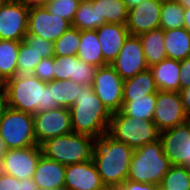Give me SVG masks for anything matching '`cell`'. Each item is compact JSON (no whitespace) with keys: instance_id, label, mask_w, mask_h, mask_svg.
<instances>
[{"instance_id":"6da1fadb","label":"cell","mask_w":190,"mask_h":190,"mask_svg":"<svg viewBox=\"0 0 190 190\" xmlns=\"http://www.w3.org/2000/svg\"><path fill=\"white\" fill-rule=\"evenodd\" d=\"M134 149L108 133L95 140L92 159L107 189L116 190L128 178Z\"/></svg>"},{"instance_id":"7a4b0ae2","label":"cell","mask_w":190,"mask_h":190,"mask_svg":"<svg viewBox=\"0 0 190 190\" xmlns=\"http://www.w3.org/2000/svg\"><path fill=\"white\" fill-rule=\"evenodd\" d=\"M8 107L30 114L58 108L53 88L37 76L19 75L4 82Z\"/></svg>"},{"instance_id":"3957f363","label":"cell","mask_w":190,"mask_h":190,"mask_svg":"<svg viewBox=\"0 0 190 190\" xmlns=\"http://www.w3.org/2000/svg\"><path fill=\"white\" fill-rule=\"evenodd\" d=\"M74 133L98 139L108 133L111 113L93 91V85H82L75 103L69 108Z\"/></svg>"},{"instance_id":"277c9868","label":"cell","mask_w":190,"mask_h":190,"mask_svg":"<svg viewBox=\"0 0 190 190\" xmlns=\"http://www.w3.org/2000/svg\"><path fill=\"white\" fill-rule=\"evenodd\" d=\"M170 166L158 139L134 150L127 179L159 186Z\"/></svg>"},{"instance_id":"5b68a950","label":"cell","mask_w":190,"mask_h":190,"mask_svg":"<svg viewBox=\"0 0 190 190\" xmlns=\"http://www.w3.org/2000/svg\"><path fill=\"white\" fill-rule=\"evenodd\" d=\"M94 138L68 133L51 138L40 145L42 154L63 165L84 163L92 159Z\"/></svg>"},{"instance_id":"8992f818","label":"cell","mask_w":190,"mask_h":190,"mask_svg":"<svg viewBox=\"0 0 190 190\" xmlns=\"http://www.w3.org/2000/svg\"><path fill=\"white\" fill-rule=\"evenodd\" d=\"M108 134L134 150L159 139L160 132L152 120L112 113Z\"/></svg>"},{"instance_id":"52a82bcc","label":"cell","mask_w":190,"mask_h":190,"mask_svg":"<svg viewBox=\"0 0 190 190\" xmlns=\"http://www.w3.org/2000/svg\"><path fill=\"white\" fill-rule=\"evenodd\" d=\"M0 137L7 149L37 145L33 114L8 107L0 118Z\"/></svg>"},{"instance_id":"ba28073f","label":"cell","mask_w":190,"mask_h":190,"mask_svg":"<svg viewBox=\"0 0 190 190\" xmlns=\"http://www.w3.org/2000/svg\"><path fill=\"white\" fill-rule=\"evenodd\" d=\"M92 85L94 93L111 114L121 110L124 80L110 64L97 68Z\"/></svg>"},{"instance_id":"9c48e42d","label":"cell","mask_w":190,"mask_h":190,"mask_svg":"<svg viewBox=\"0 0 190 190\" xmlns=\"http://www.w3.org/2000/svg\"><path fill=\"white\" fill-rule=\"evenodd\" d=\"M33 118L34 134L39 146L51 138L73 132L69 108L58 107L35 113Z\"/></svg>"},{"instance_id":"30bf717a","label":"cell","mask_w":190,"mask_h":190,"mask_svg":"<svg viewBox=\"0 0 190 190\" xmlns=\"http://www.w3.org/2000/svg\"><path fill=\"white\" fill-rule=\"evenodd\" d=\"M187 118L179 92L162 90L157 92L152 121L159 132L184 124Z\"/></svg>"},{"instance_id":"8fae6325","label":"cell","mask_w":190,"mask_h":190,"mask_svg":"<svg viewBox=\"0 0 190 190\" xmlns=\"http://www.w3.org/2000/svg\"><path fill=\"white\" fill-rule=\"evenodd\" d=\"M162 149L171 165L190 169V124L188 122L160 132Z\"/></svg>"},{"instance_id":"7c38bea8","label":"cell","mask_w":190,"mask_h":190,"mask_svg":"<svg viewBox=\"0 0 190 190\" xmlns=\"http://www.w3.org/2000/svg\"><path fill=\"white\" fill-rule=\"evenodd\" d=\"M71 26L68 20L51 14L45 6L29 9L27 35L42 37L54 43Z\"/></svg>"},{"instance_id":"4fadbf2b","label":"cell","mask_w":190,"mask_h":190,"mask_svg":"<svg viewBox=\"0 0 190 190\" xmlns=\"http://www.w3.org/2000/svg\"><path fill=\"white\" fill-rule=\"evenodd\" d=\"M29 8L7 0L0 9V39L22 41L27 35Z\"/></svg>"},{"instance_id":"5bb4252c","label":"cell","mask_w":190,"mask_h":190,"mask_svg":"<svg viewBox=\"0 0 190 190\" xmlns=\"http://www.w3.org/2000/svg\"><path fill=\"white\" fill-rule=\"evenodd\" d=\"M41 155L39 145L8 149L1 159L3 171L19 180L32 178Z\"/></svg>"},{"instance_id":"9a60e30c","label":"cell","mask_w":190,"mask_h":190,"mask_svg":"<svg viewBox=\"0 0 190 190\" xmlns=\"http://www.w3.org/2000/svg\"><path fill=\"white\" fill-rule=\"evenodd\" d=\"M123 80L148 69L139 36L129 35L116 59L110 64Z\"/></svg>"},{"instance_id":"2e32d148","label":"cell","mask_w":190,"mask_h":190,"mask_svg":"<svg viewBox=\"0 0 190 190\" xmlns=\"http://www.w3.org/2000/svg\"><path fill=\"white\" fill-rule=\"evenodd\" d=\"M162 0H147L128 9L126 27L133 36L160 28Z\"/></svg>"},{"instance_id":"e0dca14e","label":"cell","mask_w":190,"mask_h":190,"mask_svg":"<svg viewBox=\"0 0 190 190\" xmlns=\"http://www.w3.org/2000/svg\"><path fill=\"white\" fill-rule=\"evenodd\" d=\"M65 190H107L93 159L66 165Z\"/></svg>"},{"instance_id":"ac0fdd59","label":"cell","mask_w":190,"mask_h":190,"mask_svg":"<svg viewBox=\"0 0 190 190\" xmlns=\"http://www.w3.org/2000/svg\"><path fill=\"white\" fill-rule=\"evenodd\" d=\"M96 32L103 59L107 64H111L120 53V50L130 33L126 25L113 23H105L101 25Z\"/></svg>"},{"instance_id":"d6986e66","label":"cell","mask_w":190,"mask_h":190,"mask_svg":"<svg viewBox=\"0 0 190 190\" xmlns=\"http://www.w3.org/2000/svg\"><path fill=\"white\" fill-rule=\"evenodd\" d=\"M66 165L41 155L36 170L33 174V181L41 190H64Z\"/></svg>"},{"instance_id":"ffe728a7","label":"cell","mask_w":190,"mask_h":190,"mask_svg":"<svg viewBox=\"0 0 190 190\" xmlns=\"http://www.w3.org/2000/svg\"><path fill=\"white\" fill-rule=\"evenodd\" d=\"M158 90L180 91V61L165 58L158 64L149 67Z\"/></svg>"},{"instance_id":"44dd1931","label":"cell","mask_w":190,"mask_h":190,"mask_svg":"<svg viewBox=\"0 0 190 190\" xmlns=\"http://www.w3.org/2000/svg\"><path fill=\"white\" fill-rule=\"evenodd\" d=\"M166 57L182 61L190 56V32L182 28L164 30Z\"/></svg>"},{"instance_id":"7402d4cb","label":"cell","mask_w":190,"mask_h":190,"mask_svg":"<svg viewBox=\"0 0 190 190\" xmlns=\"http://www.w3.org/2000/svg\"><path fill=\"white\" fill-rule=\"evenodd\" d=\"M153 74L150 69L139 72L132 78L124 80L123 85V101H132V98H139L148 94H157Z\"/></svg>"},{"instance_id":"603a6c76","label":"cell","mask_w":190,"mask_h":190,"mask_svg":"<svg viewBox=\"0 0 190 190\" xmlns=\"http://www.w3.org/2000/svg\"><path fill=\"white\" fill-rule=\"evenodd\" d=\"M139 38L148 67L158 64L167 58L164 45V30L162 28L143 33L139 35Z\"/></svg>"},{"instance_id":"cb8c5ba5","label":"cell","mask_w":190,"mask_h":190,"mask_svg":"<svg viewBox=\"0 0 190 190\" xmlns=\"http://www.w3.org/2000/svg\"><path fill=\"white\" fill-rule=\"evenodd\" d=\"M80 38L81 41L76 54L79 59L96 67L108 65L103 59L96 30L80 31Z\"/></svg>"},{"instance_id":"d4e9b609","label":"cell","mask_w":190,"mask_h":190,"mask_svg":"<svg viewBox=\"0 0 190 190\" xmlns=\"http://www.w3.org/2000/svg\"><path fill=\"white\" fill-rule=\"evenodd\" d=\"M20 41L0 39V79L4 83L17 75Z\"/></svg>"},{"instance_id":"484cf974","label":"cell","mask_w":190,"mask_h":190,"mask_svg":"<svg viewBox=\"0 0 190 190\" xmlns=\"http://www.w3.org/2000/svg\"><path fill=\"white\" fill-rule=\"evenodd\" d=\"M97 5L99 20L106 23L126 25L128 19V8L124 0H91Z\"/></svg>"},{"instance_id":"4316f807","label":"cell","mask_w":190,"mask_h":190,"mask_svg":"<svg viewBox=\"0 0 190 190\" xmlns=\"http://www.w3.org/2000/svg\"><path fill=\"white\" fill-rule=\"evenodd\" d=\"M105 20H99L97 5H93L91 0H83L75 13L72 27L83 30H97L105 24Z\"/></svg>"},{"instance_id":"83f0119b","label":"cell","mask_w":190,"mask_h":190,"mask_svg":"<svg viewBox=\"0 0 190 190\" xmlns=\"http://www.w3.org/2000/svg\"><path fill=\"white\" fill-rule=\"evenodd\" d=\"M155 104L156 94H148L143 97L132 98V101H123L120 112L130 117L153 120Z\"/></svg>"},{"instance_id":"f1b7e54d","label":"cell","mask_w":190,"mask_h":190,"mask_svg":"<svg viewBox=\"0 0 190 190\" xmlns=\"http://www.w3.org/2000/svg\"><path fill=\"white\" fill-rule=\"evenodd\" d=\"M53 88V95L59 107L70 108L74 105L82 85L73 80H53L47 82Z\"/></svg>"},{"instance_id":"f546056e","label":"cell","mask_w":190,"mask_h":190,"mask_svg":"<svg viewBox=\"0 0 190 190\" xmlns=\"http://www.w3.org/2000/svg\"><path fill=\"white\" fill-rule=\"evenodd\" d=\"M185 9L176 0H162L160 28L171 30L184 27Z\"/></svg>"},{"instance_id":"4dcf8cb0","label":"cell","mask_w":190,"mask_h":190,"mask_svg":"<svg viewBox=\"0 0 190 190\" xmlns=\"http://www.w3.org/2000/svg\"><path fill=\"white\" fill-rule=\"evenodd\" d=\"M159 187L164 190H190L189 169L181 165H171Z\"/></svg>"},{"instance_id":"1f68e13d","label":"cell","mask_w":190,"mask_h":190,"mask_svg":"<svg viewBox=\"0 0 190 190\" xmlns=\"http://www.w3.org/2000/svg\"><path fill=\"white\" fill-rule=\"evenodd\" d=\"M80 41V30L71 26L54 42V56H76Z\"/></svg>"},{"instance_id":"d6a6232c","label":"cell","mask_w":190,"mask_h":190,"mask_svg":"<svg viewBox=\"0 0 190 190\" xmlns=\"http://www.w3.org/2000/svg\"><path fill=\"white\" fill-rule=\"evenodd\" d=\"M43 58L26 43L24 40L20 42L19 55L17 58V74L32 75L37 64Z\"/></svg>"},{"instance_id":"836d02e7","label":"cell","mask_w":190,"mask_h":190,"mask_svg":"<svg viewBox=\"0 0 190 190\" xmlns=\"http://www.w3.org/2000/svg\"><path fill=\"white\" fill-rule=\"evenodd\" d=\"M79 4L80 1L76 0H49L45 7L51 14L60 16L72 24Z\"/></svg>"},{"instance_id":"e575fe53","label":"cell","mask_w":190,"mask_h":190,"mask_svg":"<svg viewBox=\"0 0 190 190\" xmlns=\"http://www.w3.org/2000/svg\"><path fill=\"white\" fill-rule=\"evenodd\" d=\"M54 80L74 78L75 56H53Z\"/></svg>"},{"instance_id":"d590c367","label":"cell","mask_w":190,"mask_h":190,"mask_svg":"<svg viewBox=\"0 0 190 190\" xmlns=\"http://www.w3.org/2000/svg\"><path fill=\"white\" fill-rule=\"evenodd\" d=\"M98 67L88 64L75 56L74 78H70L79 85L93 84Z\"/></svg>"},{"instance_id":"8d00e7d4","label":"cell","mask_w":190,"mask_h":190,"mask_svg":"<svg viewBox=\"0 0 190 190\" xmlns=\"http://www.w3.org/2000/svg\"><path fill=\"white\" fill-rule=\"evenodd\" d=\"M24 41L28 43L42 58L54 56V43L35 35H26Z\"/></svg>"},{"instance_id":"74e56055","label":"cell","mask_w":190,"mask_h":190,"mask_svg":"<svg viewBox=\"0 0 190 190\" xmlns=\"http://www.w3.org/2000/svg\"><path fill=\"white\" fill-rule=\"evenodd\" d=\"M53 56L43 58L36 66L33 75L37 76L41 81L50 82L54 80Z\"/></svg>"},{"instance_id":"f35d334b","label":"cell","mask_w":190,"mask_h":190,"mask_svg":"<svg viewBox=\"0 0 190 190\" xmlns=\"http://www.w3.org/2000/svg\"><path fill=\"white\" fill-rule=\"evenodd\" d=\"M0 190H22V180L3 173L0 178Z\"/></svg>"},{"instance_id":"ab89813d","label":"cell","mask_w":190,"mask_h":190,"mask_svg":"<svg viewBox=\"0 0 190 190\" xmlns=\"http://www.w3.org/2000/svg\"><path fill=\"white\" fill-rule=\"evenodd\" d=\"M158 189L159 186L155 184L134 182L127 179L116 190H158Z\"/></svg>"},{"instance_id":"60d3db41","label":"cell","mask_w":190,"mask_h":190,"mask_svg":"<svg viewBox=\"0 0 190 190\" xmlns=\"http://www.w3.org/2000/svg\"><path fill=\"white\" fill-rule=\"evenodd\" d=\"M180 90L190 86V56L180 61Z\"/></svg>"},{"instance_id":"b9f144b4","label":"cell","mask_w":190,"mask_h":190,"mask_svg":"<svg viewBox=\"0 0 190 190\" xmlns=\"http://www.w3.org/2000/svg\"><path fill=\"white\" fill-rule=\"evenodd\" d=\"M180 96L182 99L183 110L187 117L190 116V86L182 88L180 91Z\"/></svg>"},{"instance_id":"7bdbcfd3","label":"cell","mask_w":190,"mask_h":190,"mask_svg":"<svg viewBox=\"0 0 190 190\" xmlns=\"http://www.w3.org/2000/svg\"><path fill=\"white\" fill-rule=\"evenodd\" d=\"M27 8L44 7L49 0H15Z\"/></svg>"},{"instance_id":"ee69618b","label":"cell","mask_w":190,"mask_h":190,"mask_svg":"<svg viewBox=\"0 0 190 190\" xmlns=\"http://www.w3.org/2000/svg\"><path fill=\"white\" fill-rule=\"evenodd\" d=\"M8 108L7 93L5 88L0 89V118L4 115Z\"/></svg>"},{"instance_id":"f6af8a7d","label":"cell","mask_w":190,"mask_h":190,"mask_svg":"<svg viewBox=\"0 0 190 190\" xmlns=\"http://www.w3.org/2000/svg\"><path fill=\"white\" fill-rule=\"evenodd\" d=\"M35 188H37V185L32 178L22 180V190H33Z\"/></svg>"},{"instance_id":"bcb514c9","label":"cell","mask_w":190,"mask_h":190,"mask_svg":"<svg viewBox=\"0 0 190 190\" xmlns=\"http://www.w3.org/2000/svg\"><path fill=\"white\" fill-rule=\"evenodd\" d=\"M184 28L190 32V8L184 12Z\"/></svg>"},{"instance_id":"7dc6e473","label":"cell","mask_w":190,"mask_h":190,"mask_svg":"<svg viewBox=\"0 0 190 190\" xmlns=\"http://www.w3.org/2000/svg\"><path fill=\"white\" fill-rule=\"evenodd\" d=\"M126 5H127V8L130 9L144 1H147V0H124Z\"/></svg>"},{"instance_id":"c3c4849f","label":"cell","mask_w":190,"mask_h":190,"mask_svg":"<svg viewBox=\"0 0 190 190\" xmlns=\"http://www.w3.org/2000/svg\"><path fill=\"white\" fill-rule=\"evenodd\" d=\"M7 150L8 149H7L6 145H5V142L0 137V161L3 158V156L6 154Z\"/></svg>"},{"instance_id":"681fc988","label":"cell","mask_w":190,"mask_h":190,"mask_svg":"<svg viewBox=\"0 0 190 190\" xmlns=\"http://www.w3.org/2000/svg\"><path fill=\"white\" fill-rule=\"evenodd\" d=\"M184 9L190 8V0H176Z\"/></svg>"},{"instance_id":"f907efd6","label":"cell","mask_w":190,"mask_h":190,"mask_svg":"<svg viewBox=\"0 0 190 190\" xmlns=\"http://www.w3.org/2000/svg\"><path fill=\"white\" fill-rule=\"evenodd\" d=\"M3 173H4V171H3L2 163L0 161V178H1Z\"/></svg>"},{"instance_id":"816d5d0a","label":"cell","mask_w":190,"mask_h":190,"mask_svg":"<svg viewBox=\"0 0 190 190\" xmlns=\"http://www.w3.org/2000/svg\"><path fill=\"white\" fill-rule=\"evenodd\" d=\"M7 0H0V9L2 8V6L5 4Z\"/></svg>"},{"instance_id":"f5cc1de1","label":"cell","mask_w":190,"mask_h":190,"mask_svg":"<svg viewBox=\"0 0 190 190\" xmlns=\"http://www.w3.org/2000/svg\"><path fill=\"white\" fill-rule=\"evenodd\" d=\"M4 83L0 79V87H3Z\"/></svg>"},{"instance_id":"db71d44e","label":"cell","mask_w":190,"mask_h":190,"mask_svg":"<svg viewBox=\"0 0 190 190\" xmlns=\"http://www.w3.org/2000/svg\"><path fill=\"white\" fill-rule=\"evenodd\" d=\"M187 122L190 124V116L187 118Z\"/></svg>"}]
</instances>
